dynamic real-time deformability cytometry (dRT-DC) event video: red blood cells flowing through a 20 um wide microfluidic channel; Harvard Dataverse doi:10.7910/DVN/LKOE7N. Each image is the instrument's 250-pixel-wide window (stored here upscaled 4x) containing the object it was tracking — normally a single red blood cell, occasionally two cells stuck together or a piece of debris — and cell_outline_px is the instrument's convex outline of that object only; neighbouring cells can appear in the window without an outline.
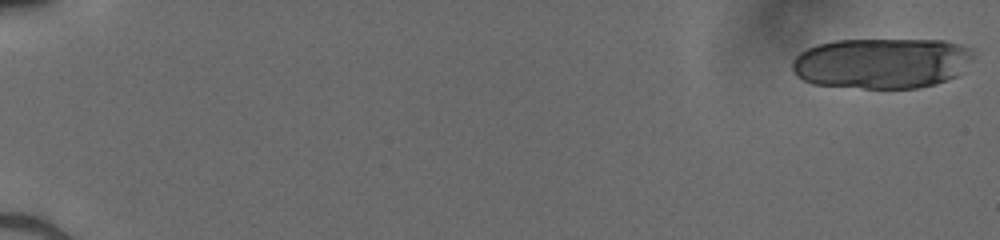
{"species": "human", "species_latin": "Homo sapiens", "temperature_condition": "cold", "stored_images_in_passage": 21, "camera_frame_rate_fps": 3000, "um_per_image_px": 0.085, "donor": {"sex": "male"}, "frame": {"image": 1, "passage_image": 1, "time_ms": 0.0, "image_size_px": [1000, 240], "cell_outline_px": [[972, 56], [956, 76], [936, 84], [916, 88], [864, 88], [812, 84], [804, 80], [792, 68], [792, 60], [800, 52], [816, 44], [836, 40], [944, 40], [960, 44], [972, 48]], "centroid_in_image_um": [74.93, 5.36], "position_along_channel_um": 10.1, "area_um2": 53.23}}